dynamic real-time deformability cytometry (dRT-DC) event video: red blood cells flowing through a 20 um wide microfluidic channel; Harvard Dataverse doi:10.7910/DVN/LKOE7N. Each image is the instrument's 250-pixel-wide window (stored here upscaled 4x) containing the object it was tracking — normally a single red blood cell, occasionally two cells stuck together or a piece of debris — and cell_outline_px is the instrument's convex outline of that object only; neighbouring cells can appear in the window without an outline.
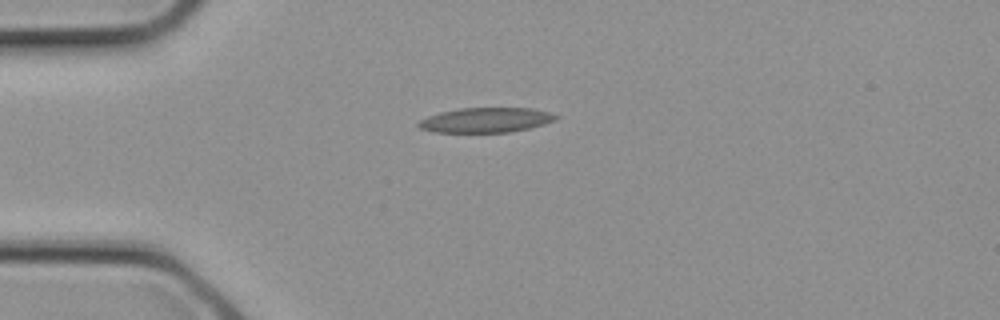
{"species": "common noctule bat (a hibernating species)", "species_latin": "Nyctalus noctula", "temperature_condition": "cold", "stored_images_in_passage": 1, "camera_frame_rate_fps": 3000, "um_per_image_px": 0.085, "animal": {"sex": "female", "body_mass_g": 21.9}, "frame": {"image": 1, "passage_image": 1, "time_ms": 0.0, "image_size_px": [1000, 320], "cell_outline_px": [[560, 116], [556, 120], [544, 124], [528, 128], [508, 132], [432, 132], [420, 128], [416, 124], [420, 120], [428, 116], [440, 112], [460, 108], [532, 108], [548, 112]], "centroid_in_image_um": [41.29, 10.2], "position_along_channel_um": 43.7, "area_um2": 19.83}}